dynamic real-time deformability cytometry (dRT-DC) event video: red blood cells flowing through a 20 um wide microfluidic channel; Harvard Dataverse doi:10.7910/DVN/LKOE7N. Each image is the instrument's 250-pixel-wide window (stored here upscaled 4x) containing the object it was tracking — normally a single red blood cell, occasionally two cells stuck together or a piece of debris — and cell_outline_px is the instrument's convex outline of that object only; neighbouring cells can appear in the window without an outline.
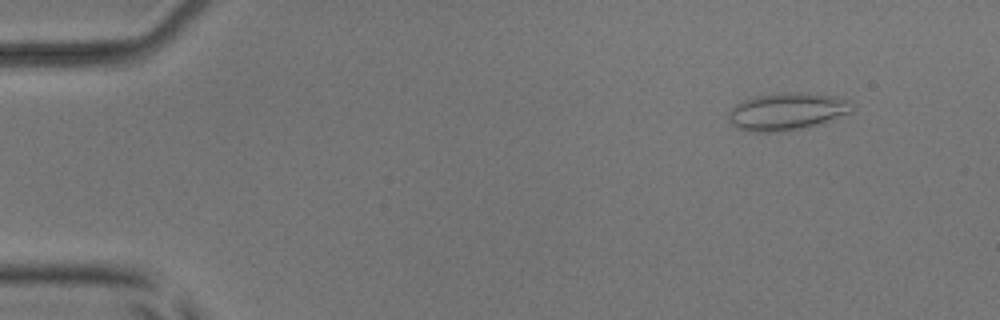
{"species": "common noctule bat (a hibernating species)", "species_latin": "Nyctalus noctula", "temperature_condition": "room temperature", "stored_images_in_passage": 53, "camera_frame_rate_fps": 3000, "um_per_image_px": 0.085, "animal": {"sex": "male", "body_mass_g": 17.9, "forearm_length_mm": 54.2}, "frame": {"image": 1, "passage_image": 6, "time_ms": 1.667, "image_size_px": [1000, 320], "cell_outline_px": [[852, 108], [848, 112], [828, 120], [816, 124], [800, 128], [776, 132], [752, 132], [736, 128], [728, 120], [728, 116], [732, 108], [736, 104], [744, 100], [756, 96], [784, 92], [808, 92], [836, 96], [848, 100], [852, 104]], "centroid_in_image_um": [66.84, 9.46], "position_along_channel_um": 18.2, "area_um2": 26.59}}
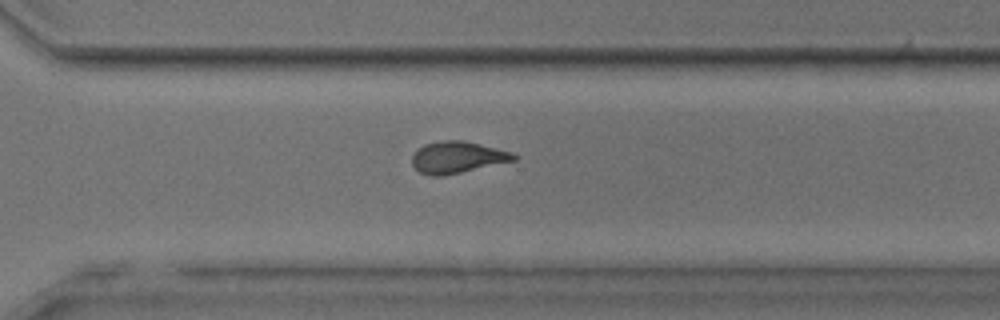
{"frame": {"image": 2, "passage_image": 38, "time_ms": 12.333, "image_size_px": [1000, 320], "cell_outline_px": [[520, 156], [516, 160], [460, 172], [440, 176], [432, 176], [420, 172], [412, 164], [412, 156], [424, 144], [440, 140], [460, 140], [480, 144], [512, 152]], "centroid_in_image_um": [38.89, 13.36], "position_along_channel_um": 331.7, "area_um2": 18.55}}
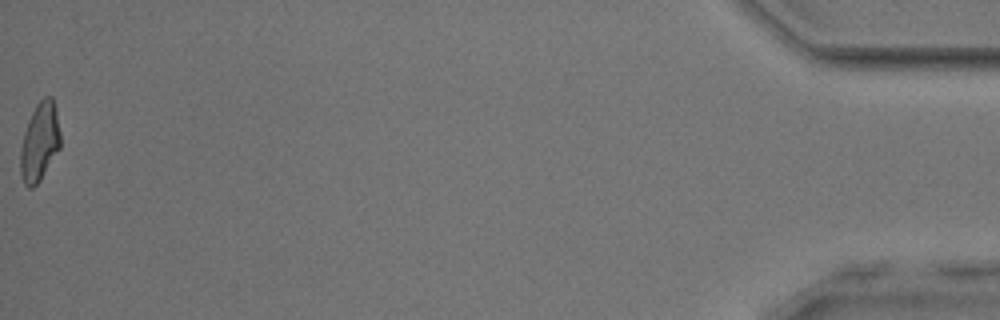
{"frame": {"image": 3, "passage_image": 53, "time_ms": 17.333, "image_size_px": [1000, 320], "cell_outline_px": [[60, 148], [40, 180], [32, 188], [28, 188], [24, 184], [20, 172], [20, 148], [24, 132], [28, 120], [36, 104], [44, 96], [52, 96], [56, 112], [60, 132]], "centroid_in_image_um": [3.36, 12.07], "position_along_channel_um": 431.8, "area_um2": 18.26}, "authors_computed_cell_mechanics": {"area_um2": 18.8428, "velocity_mm_per_s": 3.9516, "shape_relaxation_time_tau1_ms": null, "shape_relaxation_time_tau2_ms": 1.9038, "deformation_change_tau1": null, "deformation_change_tau2": 0.1146}}